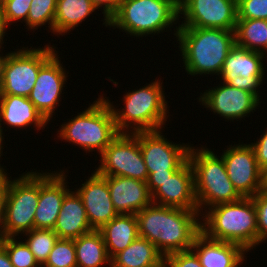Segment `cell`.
Here are the masks:
<instances>
[{
    "mask_svg": "<svg viewBox=\"0 0 267 267\" xmlns=\"http://www.w3.org/2000/svg\"><path fill=\"white\" fill-rule=\"evenodd\" d=\"M261 186H262V190L267 191V166L262 169Z\"/></svg>",
    "mask_w": 267,
    "mask_h": 267,
    "instance_id": "f6af8a7d",
    "label": "cell"
},
{
    "mask_svg": "<svg viewBox=\"0 0 267 267\" xmlns=\"http://www.w3.org/2000/svg\"><path fill=\"white\" fill-rule=\"evenodd\" d=\"M81 185L75 188V191L82 199L90 226L94 230H99L118 215L112 203L106 178L94 170Z\"/></svg>",
    "mask_w": 267,
    "mask_h": 267,
    "instance_id": "ac0fdd59",
    "label": "cell"
},
{
    "mask_svg": "<svg viewBox=\"0 0 267 267\" xmlns=\"http://www.w3.org/2000/svg\"><path fill=\"white\" fill-rule=\"evenodd\" d=\"M162 130L138 132L148 176L151 173H175L188 160L190 145L170 142Z\"/></svg>",
    "mask_w": 267,
    "mask_h": 267,
    "instance_id": "4fadbf2b",
    "label": "cell"
},
{
    "mask_svg": "<svg viewBox=\"0 0 267 267\" xmlns=\"http://www.w3.org/2000/svg\"><path fill=\"white\" fill-rule=\"evenodd\" d=\"M220 82L217 87L209 88L200 94V105L228 121L242 120L259 109L257 107L261 102L254 94Z\"/></svg>",
    "mask_w": 267,
    "mask_h": 267,
    "instance_id": "2e32d148",
    "label": "cell"
},
{
    "mask_svg": "<svg viewBox=\"0 0 267 267\" xmlns=\"http://www.w3.org/2000/svg\"><path fill=\"white\" fill-rule=\"evenodd\" d=\"M40 195V170L11 179L5 202L0 237L23 236L34 229V216Z\"/></svg>",
    "mask_w": 267,
    "mask_h": 267,
    "instance_id": "52a82bcc",
    "label": "cell"
},
{
    "mask_svg": "<svg viewBox=\"0 0 267 267\" xmlns=\"http://www.w3.org/2000/svg\"><path fill=\"white\" fill-rule=\"evenodd\" d=\"M57 52L40 67L36 83L28 97L48 122L55 115L56 107L60 106L63 87L66 86L69 74L65 71Z\"/></svg>",
    "mask_w": 267,
    "mask_h": 267,
    "instance_id": "9a60e30c",
    "label": "cell"
},
{
    "mask_svg": "<svg viewBox=\"0 0 267 267\" xmlns=\"http://www.w3.org/2000/svg\"><path fill=\"white\" fill-rule=\"evenodd\" d=\"M6 169H0V227L3 223L4 213H5V202L7 197L8 188L10 185L11 176L8 177Z\"/></svg>",
    "mask_w": 267,
    "mask_h": 267,
    "instance_id": "ab89813d",
    "label": "cell"
},
{
    "mask_svg": "<svg viewBox=\"0 0 267 267\" xmlns=\"http://www.w3.org/2000/svg\"><path fill=\"white\" fill-rule=\"evenodd\" d=\"M32 0H4L1 3L3 15L5 17L6 23L13 25L12 23H17L21 21L23 23L27 21L28 12L30 9Z\"/></svg>",
    "mask_w": 267,
    "mask_h": 267,
    "instance_id": "836d02e7",
    "label": "cell"
},
{
    "mask_svg": "<svg viewBox=\"0 0 267 267\" xmlns=\"http://www.w3.org/2000/svg\"><path fill=\"white\" fill-rule=\"evenodd\" d=\"M92 230L81 197L70 190L62 201L53 231L59 239H76Z\"/></svg>",
    "mask_w": 267,
    "mask_h": 267,
    "instance_id": "603a6c76",
    "label": "cell"
},
{
    "mask_svg": "<svg viewBox=\"0 0 267 267\" xmlns=\"http://www.w3.org/2000/svg\"><path fill=\"white\" fill-rule=\"evenodd\" d=\"M90 1L97 9L101 8L104 17L103 25L108 27V20L118 10L122 0H90Z\"/></svg>",
    "mask_w": 267,
    "mask_h": 267,
    "instance_id": "f35d334b",
    "label": "cell"
},
{
    "mask_svg": "<svg viewBox=\"0 0 267 267\" xmlns=\"http://www.w3.org/2000/svg\"><path fill=\"white\" fill-rule=\"evenodd\" d=\"M102 94L84 111L64 122L57 130L61 141L71 142L87 153L97 151L100 155L120 134L116 128L112 110ZM95 149V150H94Z\"/></svg>",
    "mask_w": 267,
    "mask_h": 267,
    "instance_id": "8992f818",
    "label": "cell"
},
{
    "mask_svg": "<svg viewBox=\"0 0 267 267\" xmlns=\"http://www.w3.org/2000/svg\"><path fill=\"white\" fill-rule=\"evenodd\" d=\"M55 48L50 45L35 49L20 47L8 52L3 66L0 95L29 97L40 67L56 52Z\"/></svg>",
    "mask_w": 267,
    "mask_h": 267,
    "instance_id": "ba28073f",
    "label": "cell"
},
{
    "mask_svg": "<svg viewBox=\"0 0 267 267\" xmlns=\"http://www.w3.org/2000/svg\"><path fill=\"white\" fill-rule=\"evenodd\" d=\"M163 260L164 256L153 243L138 237L111 259V267H153Z\"/></svg>",
    "mask_w": 267,
    "mask_h": 267,
    "instance_id": "d4e9b609",
    "label": "cell"
},
{
    "mask_svg": "<svg viewBox=\"0 0 267 267\" xmlns=\"http://www.w3.org/2000/svg\"><path fill=\"white\" fill-rule=\"evenodd\" d=\"M153 267H166L165 261L163 260L159 265Z\"/></svg>",
    "mask_w": 267,
    "mask_h": 267,
    "instance_id": "7dc6e473",
    "label": "cell"
},
{
    "mask_svg": "<svg viewBox=\"0 0 267 267\" xmlns=\"http://www.w3.org/2000/svg\"><path fill=\"white\" fill-rule=\"evenodd\" d=\"M151 201L159 206L198 211L194 173L188 160L172 177L160 183V187L151 195Z\"/></svg>",
    "mask_w": 267,
    "mask_h": 267,
    "instance_id": "d6986e66",
    "label": "cell"
},
{
    "mask_svg": "<svg viewBox=\"0 0 267 267\" xmlns=\"http://www.w3.org/2000/svg\"><path fill=\"white\" fill-rule=\"evenodd\" d=\"M3 127H2V124L0 123V158L3 156V141H5L4 140V133H3ZM3 135V136H2ZM1 160V159H0ZM0 169H4V167H3V165L1 166V164H0Z\"/></svg>",
    "mask_w": 267,
    "mask_h": 267,
    "instance_id": "bcb514c9",
    "label": "cell"
},
{
    "mask_svg": "<svg viewBox=\"0 0 267 267\" xmlns=\"http://www.w3.org/2000/svg\"><path fill=\"white\" fill-rule=\"evenodd\" d=\"M199 211L162 206V225L159 233V252L165 257L190 250L201 232Z\"/></svg>",
    "mask_w": 267,
    "mask_h": 267,
    "instance_id": "8fae6325",
    "label": "cell"
},
{
    "mask_svg": "<svg viewBox=\"0 0 267 267\" xmlns=\"http://www.w3.org/2000/svg\"><path fill=\"white\" fill-rule=\"evenodd\" d=\"M95 171L102 176H121L147 182L148 171L138 141V132L120 133L100 154Z\"/></svg>",
    "mask_w": 267,
    "mask_h": 267,
    "instance_id": "9c48e42d",
    "label": "cell"
},
{
    "mask_svg": "<svg viewBox=\"0 0 267 267\" xmlns=\"http://www.w3.org/2000/svg\"><path fill=\"white\" fill-rule=\"evenodd\" d=\"M20 237H0V245L6 250L14 267H40L33 253ZM17 239V240H16Z\"/></svg>",
    "mask_w": 267,
    "mask_h": 267,
    "instance_id": "1f68e13d",
    "label": "cell"
},
{
    "mask_svg": "<svg viewBox=\"0 0 267 267\" xmlns=\"http://www.w3.org/2000/svg\"><path fill=\"white\" fill-rule=\"evenodd\" d=\"M42 267H77L74 239H58Z\"/></svg>",
    "mask_w": 267,
    "mask_h": 267,
    "instance_id": "d6a6232c",
    "label": "cell"
},
{
    "mask_svg": "<svg viewBox=\"0 0 267 267\" xmlns=\"http://www.w3.org/2000/svg\"><path fill=\"white\" fill-rule=\"evenodd\" d=\"M0 267H14L10 262L6 250L0 245Z\"/></svg>",
    "mask_w": 267,
    "mask_h": 267,
    "instance_id": "7bdbcfd3",
    "label": "cell"
},
{
    "mask_svg": "<svg viewBox=\"0 0 267 267\" xmlns=\"http://www.w3.org/2000/svg\"><path fill=\"white\" fill-rule=\"evenodd\" d=\"M221 156L230 181L242 197H253L262 190V170L250 144H231Z\"/></svg>",
    "mask_w": 267,
    "mask_h": 267,
    "instance_id": "5bb4252c",
    "label": "cell"
},
{
    "mask_svg": "<svg viewBox=\"0 0 267 267\" xmlns=\"http://www.w3.org/2000/svg\"><path fill=\"white\" fill-rule=\"evenodd\" d=\"M188 161L194 173V191L200 214L216 204L235 202L242 198L227 175L222 156H217L207 146L195 148L191 145Z\"/></svg>",
    "mask_w": 267,
    "mask_h": 267,
    "instance_id": "277c9868",
    "label": "cell"
},
{
    "mask_svg": "<svg viewBox=\"0 0 267 267\" xmlns=\"http://www.w3.org/2000/svg\"><path fill=\"white\" fill-rule=\"evenodd\" d=\"M101 232L110 259L123 251L139 237L138 219L136 214H118L104 224Z\"/></svg>",
    "mask_w": 267,
    "mask_h": 267,
    "instance_id": "cb8c5ba5",
    "label": "cell"
},
{
    "mask_svg": "<svg viewBox=\"0 0 267 267\" xmlns=\"http://www.w3.org/2000/svg\"><path fill=\"white\" fill-rule=\"evenodd\" d=\"M60 171V172H59ZM40 172V195L34 216L35 229H53L62 201L72 189L67 186V170ZM54 172V173H53Z\"/></svg>",
    "mask_w": 267,
    "mask_h": 267,
    "instance_id": "e0dca14e",
    "label": "cell"
},
{
    "mask_svg": "<svg viewBox=\"0 0 267 267\" xmlns=\"http://www.w3.org/2000/svg\"><path fill=\"white\" fill-rule=\"evenodd\" d=\"M139 237L153 243L159 251V233L162 225V206L151 203L137 214Z\"/></svg>",
    "mask_w": 267,
    "mask_h": 267,
    "instance_id": "f1b7e54d",
    "label": "cell"
},
{
    "mask_svg": "<svg viewBox=\"0 0 267 267\" xmlns=\"http://www.w3.org/2000/svg\"><path fill=\"white\" fill-rule=\"evenodd\" d=\"M257 214L258 245L267 240V191L261 190L252 197Z\"/></svg>",
    "mask_w": 267,
    "mask_h": 267,
    "instance_id": "d590c367",
    "label": "cell"
},
{
    "mask_svg": "<svg viewBox=\"0 0 267 267\" xmlns=\"http://www.w3.org/2000/svg\"><path fill=\"white\" fill-rule=\"evenodd\" d=\"M23 235L26 237L23 241L33 253L35 260L42 266L59 237L53 229L34 228Z\"/></svg>",
    "mask_w": 267,
    "mask_h": 267,
    "instance_id": "f546056e",
    "label": "cell"
},
{
    "mask_svg": "<svg viewBox=\"0 0 267 267\" xmlns=\"http://www.w3.org/2000/svg\"><path fill=\"white\" fill-rule=\"evenodd\" d=\"M201 216V232L207 237L238 244L247 252L258 245L257 214L252 197L216 204Z\"/></svg>",
    "mask_w": 267,
    "mask_h": 267,
    "instance_id": "7a4b0ae2",
    "label": "cell"
},
{
    "mask_svg": "<svg viewBox=\"0 0 267 267\" xmlns=\"http://www.w3.org/2000/svg\"><path fill=\"white\" fill-rule=\"evenodd\" d=\"M98 10L90 0H57L54 35L69 34L71 30Z\"/></svg>",
    "mask_w": 267,
    "mask_h": 267,
    "instance_id": "484cf974",
    "label": "cell"
},
{
    "mask_svg": "<svg viewBox=\"0 0 267 267\" xmlns=\"http://www.w3.org/2000/svg\"><path fill=\"white\" fill-rule=\"evenodd\" d=\"M173 174L174 173H151L146 182L150 195H152L160 187V183L165 181L167 178L172 177Z\"/></svg>",
    "mask_w": 267,
    "mask_h": 267,
    "instance_id": "60d3db41",
    "label": "cell"
},
{
    "mask_svg": "<svg viewBox=\"0 0 267 267\" xmlns=\"http://www.w3.org/2000/svg\"><path fill=\"white\" fill-rule=\"evenodd\" d=\"M191 250L202 267H240L247 255L242 246L211 239L202 232L195 238Z\"/></svg>",
    "mask_w": 267,
    "mask_h": 267,
    "instance_id": "44dd1931",
    "label": "cell"
},
{
    "mask_svg": "<svg viewBox=\"0 0 267 267\" xmlns=\"http://www.w3.org/2000/svg\"><path fill=\"white\" fill-rule=\"evenodd\" d=\"M235 44L267 55V20L237 19Z\"/></svg>",
    "mask_w": 267,
    "mask_h": 267,
    "instance_id": "83f0119b",
    "label": "cell"
},
{
    "mask_svg": "<svg viewBox=\"0 0 267 267\" xmlns=\"http://www.w3.org/2000/svg\"><path fill=\"white\" fill-rule=\"evenodd\" d=\"M3 47L0 46V49H2ZM0 53H2V51L0 50ZM7 54L4 56L3 53L2 55L0 54V88L2 85V81H3V66L6 60Z\"/></svg>",
    "mask_w": 267,
    "mask_h": 267,
    "instance_id": "ee69618b",
    "label": "cell"
},
{
    "mask_svg": "<svg viewBox=\"0 0 267 267\" xmlns=\"http://www.w3.org/2000/svg\"><path fill=\"white\" fill-rule=\"evenodd\" d=\"M56 4L57 0H32L25 22L26 28L34 32L48 23V26L45 27H48L54 34Z\"/></svg>",
    "mask_w": 267,
    "mask_h": 267,
    "instance_id": "4dcf8cb0",
    "label": "cell"
},
{
    "mask_svg": "<svg viewBox=\"0 0 267 267\" xmlns=\"http://www.w3.org/2000/svg\"><path fill=\"white\" fill-rule=\"evenodd\" d=\"M77 267H102L111 259L108 256L103 236L99 230H92L74 239Z\"/></svg>",
    "mask_w": 267,
    "mask_h": 267,
    "instance_id": "4316f807",
    "label": "cell"
},
{
    "mask_svg": "<svg viewBox=\"0 0 267 267\" xmlns=\"http://www.w3.org/2000/svg\"><path fill=\"white\" fill-rule=\"evenodd\" d=\"M263 53L251 51L236 44L230 49L218 76L223 83L254 94L260 100L267 60ZM265 58V59H264ZM265 65V66H264Z\"/></svg>",
    "mask_w": 267,
    "mask_h": 267,
    "instance_id": "30bf717a",
    "label": "cell"
},
{
    "mask_svg": "<svg viewBox=\"0 0 267 267\" xmlns=\"http://www.w3.org/2000/svg\"><path fill=\"white\" fill-rule=\"evenodd\" d=\"M178 27L216 28L235 31L237 0H181ZM183 15V16H182Z\"/></svg>",
    "mask_w": 267,
    "mask_h": 267,
    "instance_id": "7c38bea8",
    "label": "cell"
},
{
    "mask_svg": "<svg viewBox=\"0 0 267 267\" xmlns=\"http://www.w3.org/2000/svg\"><path fill=\"white\" fill-rule=\"evenodd\" d=\"M166 267H202L196 254L190 249L164 257Z\"/></svg>",
    "mask_w": 267,
    "mask_h": 267,
    "instance_id": "8d00e7d4",
    "label": "cell"
},
{
    "mask_svg": "<svg viewBox=\"0 0 267 267\" xmlns=\"http://www.w3.org/2000/svg\"><path fill=\"white\" fill-rule=\"evenodd\" d=\"M0 123L7 124V128L27 129L35 127L37 130L45 129L48 121L35 108L28 97L17 95H0Z\"/></svg>",
    "mask_w": 267,
    "mask_h": 267,
    "instance_id": "7402d4cb",
    "label": "cell"
},
{
    "mask_svg": "<svg viewBox=\"0 0 267 267\" xmlns=\"http://www.w3.org/2000/svg\"><path fill=\"white\" fill-rule=\"evenodd\" d=\"M162 84L163 81L155 79L144 87L126 92L123 96L124 108L116 109L118 107L105 96L119 133L133 134L165 128L163 125H166L169 110Z\"/></svg>",
    "mask_w": 267,
    "mask_h": 267,
    "instance_id": "3957f363",
    "label": "cell"
},
{
    "mask_svg": "<svg viewBox=\"0 0 267 267\" xmlns=\"http://www.w3.org/2000/svg\"><path fill=\"white\" fill-rule=\"evenodd\" d=\"M174 29L187 74L219 76L230 49L235 45V31L177 26Z\"/></svg>",
    "mask_w": 267,
    "mask_h": 267,
    "instance_id": "6da1fadb",
    "label": "cell"
},
{
    "mask_svg": "<svg viewBox=\"0 0 267 267\" xmlns=\"http://www.w3.org/2000/svg\"><path fill=\"white\" fill-rule=\"evenodd\" d=\"M104 177L118 214H137L152 203L146 182L121 176Z\"/></svg>",
    "mask_w": 267,
    "mask_h": 267,
    "instance_id": "ffe728a7",
    "label": "cell"
},
{
    "mask_svg": "<svg viewBox=\"0 0 267 267\" xmlns=\"http://www.w3.org/2000/svg\"><path fill=\"white\" fill-rule=\"evenodd\" d=\"M7 23H6V20H5V17L3 15V11H2V6H1V3H0V46H3L2 44L4 43V37L6 34V31H7Z\"/></svg>",
    "mask_w": 267,
    "mask_h": 267,
    "instance_id": "b9f144b4",
    "label": "cell"
},
{
    "mask_svg": "<svg viewBox=\"0 0 267 267\" xmlns=\"http://www.w3.org/2000/svg\"><path fill=\"white\" fill-rule=\"evenodd\" d=\"M237 19L267 20V0H237Z\"/></svg>",
    "mask_w": 267,
    "mask_h": 267,
    "instance_id": "e575fe53",
    "label": "cell"
},
{
    "mask_svg": "<svg viewBox=\"0 0 267 267\" xmlns=\"http://www.w3.org/2000/svg\"><path fill=\"white\" fill-rule=\"evenodd\" d=\"M177 23L179 8L176 0H122L108 20L109 28H117L138 38L167 32V28L172 31Z\"/></svg>",
    "mask_w": 267,
    "mask_h": 267,
    "instance_id": "5b68a950",
    "label": "cell"
},
{
    "mask_svg": "<svg viewBox=\"0 0 267 267\" xmlns=\"http://www.w3.org/2000/svg\"><path fill=\"white\" fill-rule=\"evenodd\" d=\"M250 145L254 150L258 166L262 170L267 166V130L256 142L254 141Z\"/></svg>",
    "mask_w": 267,
    "mask_h": 267,
    "instance_id": "74e56055",
    "label": "cell"
}]
</instances>
